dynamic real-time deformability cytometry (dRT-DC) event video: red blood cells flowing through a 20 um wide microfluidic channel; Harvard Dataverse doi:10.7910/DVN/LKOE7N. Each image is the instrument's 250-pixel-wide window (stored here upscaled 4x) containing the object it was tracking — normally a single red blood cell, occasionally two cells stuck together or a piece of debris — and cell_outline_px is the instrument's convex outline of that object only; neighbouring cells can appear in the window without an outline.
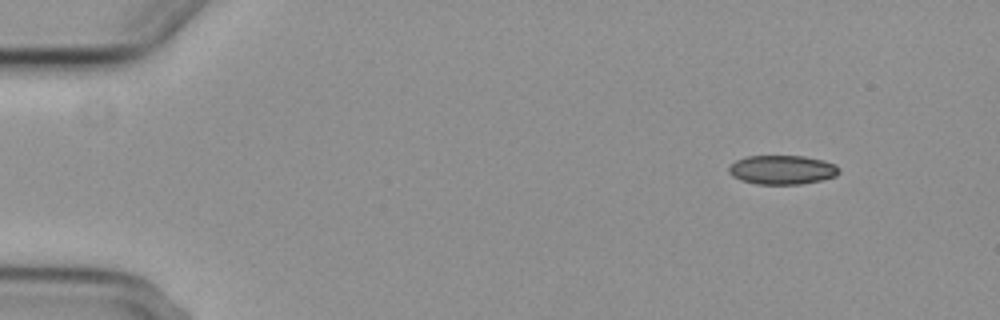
{"species": "common noctule bat (a hibernating species)", "species_latin": "Nyctalus noctula", "temperature_condition": "cold", "stored_images_in_passage": 4, "camera_frame_rate_fps": 3000, "um_per_image_px": 0.085, "animal": {"sex": "female", "body_mass_g": 29.2, "forearm_length_mm": 56.3}, "frame": {"image": 1, "passage_image": 1, "time_ms": 0.0, "image_size_px": [1000, 320], "cell_outline_px": [[840, 172], [836, 176], [820, 180], [800, 184], [756, 184], [740, 180], [732, 176], [728, 172], [728, 168], [736, 160], [748, 156], [804, 156], [824, 160], [836, 164], [840, 168]], "centroid_in_image_um": [66.5, 14.43], "position_along_channel_um": 18.5, "area_um2": 18.79}}
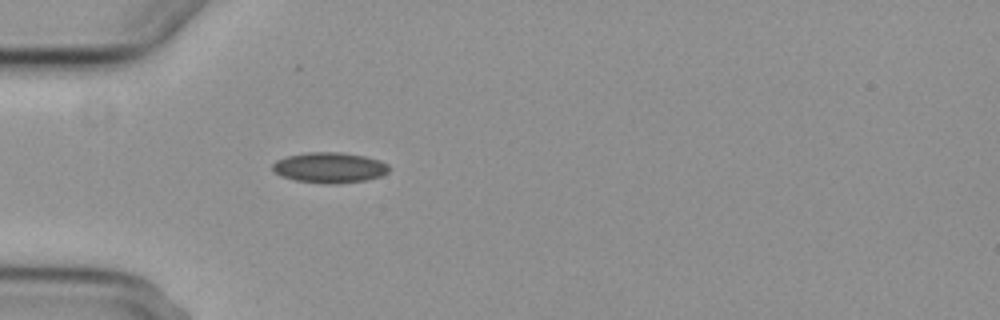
{"frame": {"image": 2, "passage_image": 4, "time_ms": 3.667, "image_size_px": [1000, 320], "cell_outline_px": [[388, 172], [380, 176], [364, 180], [296, 180], [280, 176], [272, 168], [272, 164], [276, 160], [288, 156], [308, 152], [340, 152], [364, 156], [380, 160], [388, 164]], "centroid_in_image_um": [28.0, 14.18], "position_along_channel_um": 57.0, "area_um2": 19.48}}